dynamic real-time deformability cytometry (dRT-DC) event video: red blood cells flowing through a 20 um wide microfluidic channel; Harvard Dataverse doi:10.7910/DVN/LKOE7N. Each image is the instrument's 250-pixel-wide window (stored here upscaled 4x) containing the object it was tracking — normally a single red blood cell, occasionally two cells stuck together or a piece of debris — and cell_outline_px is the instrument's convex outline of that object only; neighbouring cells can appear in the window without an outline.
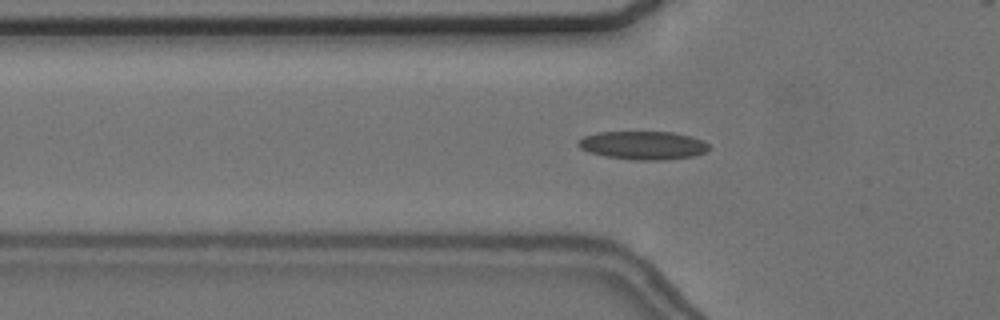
{"species": "common noctule bat (a hibernating species)", "species_latin": "Nyctalus noctula", "temperature_condition": "cold", "stored_images_in_passage": 50, "camera_frame_rate_fps": 3000, "um_per_image_px": 0.085, "animal": {"sex": "female", "body_mass_g": 24.6, "forearm_length_mm": 56.2}, "frame": {"image": 1, "passage_image": 18, "time_ms": 5.667, "image_size_px": [1000, 320], "cell_outline_px": [[712, 148], [696, 156], [664, 160], [636, 160], [604, 156], [588, 152], [580, 148], [576, 144], [584, 136], [600, 132], [672, 132], [692, 136], [708, 144]], "centroid_in_image_um": [54.68, 12.36], "position_along_channel_um": 71.1, "area_um2": 21.68}}
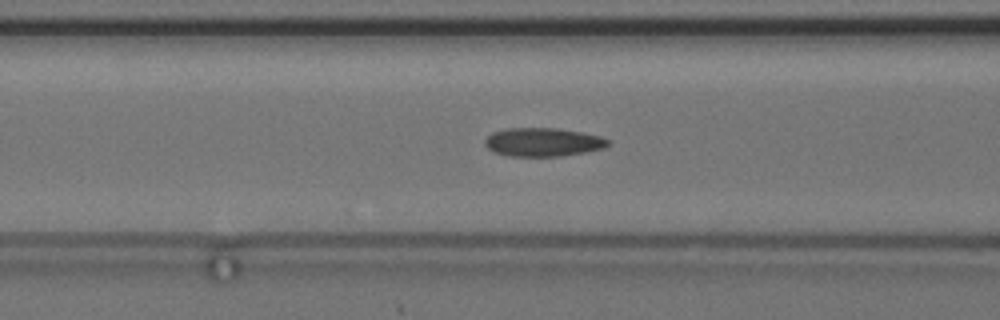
{"frame": {"image": 2, "passage_image": 22, "time_ms": 7.0, "image_size_px": [1000, 320], "cell_outline_px": [[608, 144], [604, 148], [584, 152], [560, 156], [508, 156], [496, 152], [488, 148], [484, 144], [484, 140], [492, 132], [508, 128], [556, 128], [580, 132], [600, 136], [608, 140]], "centroid_in_image_um": [46.12, 12.08], "position_along_channel_um": 120.5, "area_um2": 20.29}}
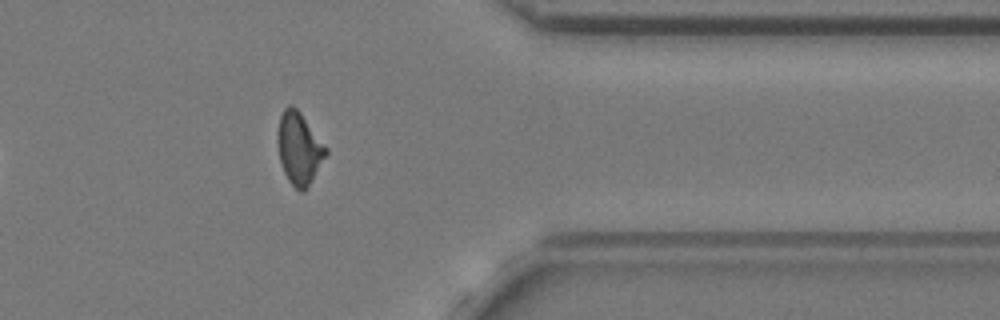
{"frame": {"image": 3, "passage_image": 45, "time_ms": 14.667, "image_size_px": [1000, 320], "cell_outline_px": [[328, 152], [304, 192], [300, 192], [288, 180], [284, 172], [280, 160], [276, 140], [276, 132], [280, 116], [284, 108], [288, 104], [292, 104], [300, 112], [328, 148]], "centroid_in_image_um": [25.4, 12.57], "position_along_channel_um": 386.0, "area_um2": 20.29}, "authors_computed_cell_mechanics": {"area_um2": 19.8832, "velocity_mm_per_s": 3.6414, "shape_relaxation_time_tau1_ms": null, "shape_relaxation_time_tau2_ms": 2.6619, "deformation_change_tau1": null, "deformation_change_tau2": 0.0834}}